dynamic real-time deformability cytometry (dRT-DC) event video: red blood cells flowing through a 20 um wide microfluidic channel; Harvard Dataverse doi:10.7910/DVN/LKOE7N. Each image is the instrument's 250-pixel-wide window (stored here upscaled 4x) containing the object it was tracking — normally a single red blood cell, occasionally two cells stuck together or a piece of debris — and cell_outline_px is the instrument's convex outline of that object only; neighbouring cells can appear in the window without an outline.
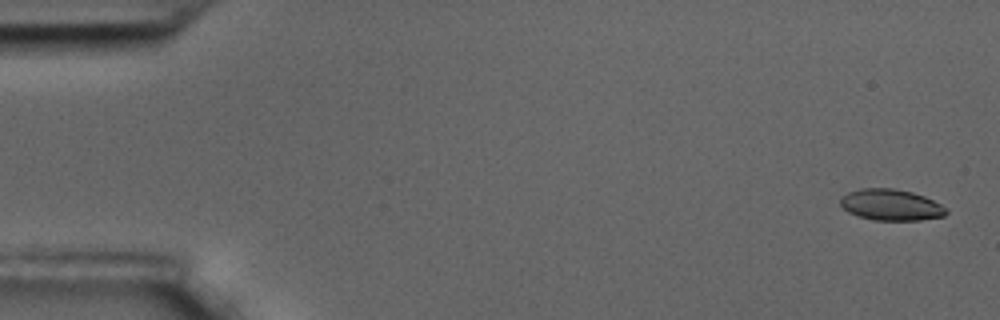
{"species": "common noctule bat (a hibernating species)", "species_latin": "Nyctalus noctula", "temperature_condition": "room temperature", "stored_images_in_passage": 55, "camera_frame_rate_fps": 3000, "um_per_image_px": 0.085, "animal": {"sex": "male", "body_mass_g": 17.5, "forearm_length_mm": 52.3}, "frame": {"image": 1, "passage_image": 2, "time_ms": 0.333, "image_size_px": [1000, 320], "cell_outline_px": [[948, 212], [944, 216], [920, 220], [876, 220], [860, 216], [848, 212], [840, 204], [840, 196], [848, 192], [860, 188], [892, 188], [912, 192], [924, 196], [940, 204]], "centroid_in_image_um": [75.7, 17.4], "position_along_channel_um": 9.3, "area_um2": 19.13}}
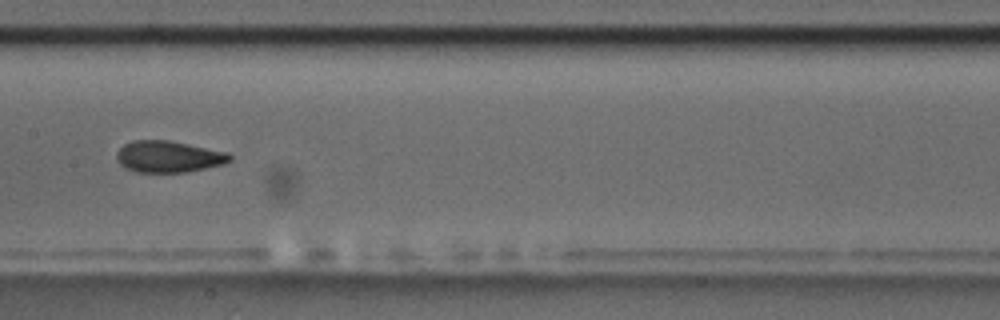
{"frame": {"image": 2, "passage_image": 30, "time_ms": 9.667, "image_size_px": [1000, 320], "cell_outline_px": [[232, 160], [224, 164], [188, 172], [136, 172], [120, 164], [116, 160], [116, 152], [124, 144], [132, 140], [168, 140], [228, 152], [232, 156]], "centroid_in_image_um": [14.33, 13.31], "position_along_channel_um": 193.1, "area_um2": 20.87}}
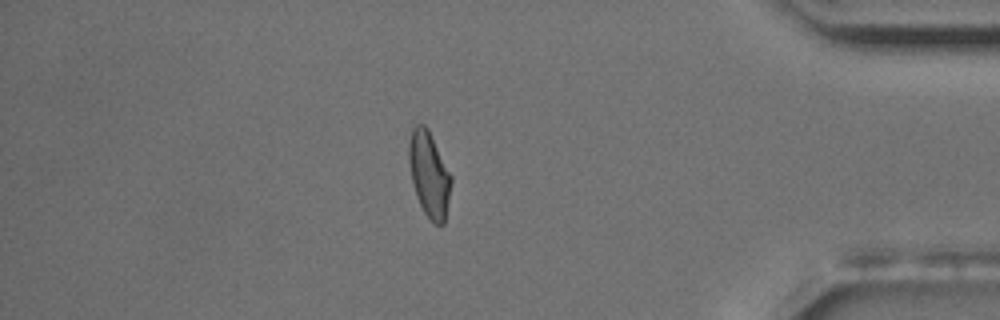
{"frame": {"image": 3, "passage_image": 51, "time_ms": 16.667, "image_size_px": [1000, 320], "cell_outline_px": [[452, 180], [444, 224], [436, 224], [424, 212], [416, 196], [412, 180], [408, 160], [408, 144], [412, 128], [416, 124], [424, 124], [428, 128], [452, 176]], "centroid_in_image_um": [36.47, 14.77], "position_along_channel_um": 398.7, "area_um2": 20.92}, "authors_computed_cell_mechanics": {"area_um2": 20.4612, "velocity_mm_per_s": 3.4386, "shape_relaxation_time_tau1_ms": 6.2392, "shape_relaxation_time_tau2_ms": 1.3806, "deformation_change_tau1": 0.1515, "deformation_change_tau2": 0.0618}}